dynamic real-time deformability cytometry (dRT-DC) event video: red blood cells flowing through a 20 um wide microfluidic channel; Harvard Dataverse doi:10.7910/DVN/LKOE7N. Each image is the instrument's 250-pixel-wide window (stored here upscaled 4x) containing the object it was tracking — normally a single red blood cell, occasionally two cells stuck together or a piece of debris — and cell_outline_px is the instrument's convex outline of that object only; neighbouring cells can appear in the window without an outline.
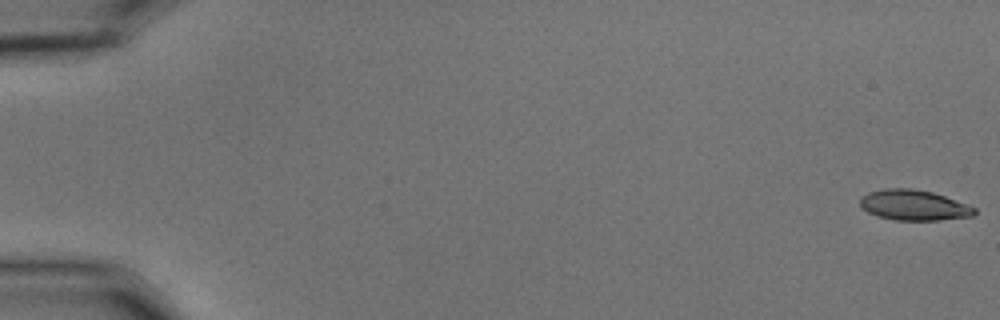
{"species": "common noctule bat (a hibernating species)", "species_latin": "Nyctalus noctula", "temperature_condition": "cold", "stored_images_in_passage": 56, "camera_frame_rate_fps": 3000, "um_per_image_px": 0.085, "animal": {"sex": "male", "body_mass_g": 15.6}, "frame": {"image": 1, "passage_image": 1, "time_ms": 0.0, "image_size_px": [1000, 320], "cell_outline_px": [[976, 212], [972, 216], [940, 220], [896, 220], [876, 216], [860, 208], [860, 196], [868, 192], [884, 188], [912, 188], [932, 192], [944, 196], [976, 208]], "centroid_in_image_um": [77.62, 17.43], "position_along_channel_um": 7.4, "area_um2": 20.35}}
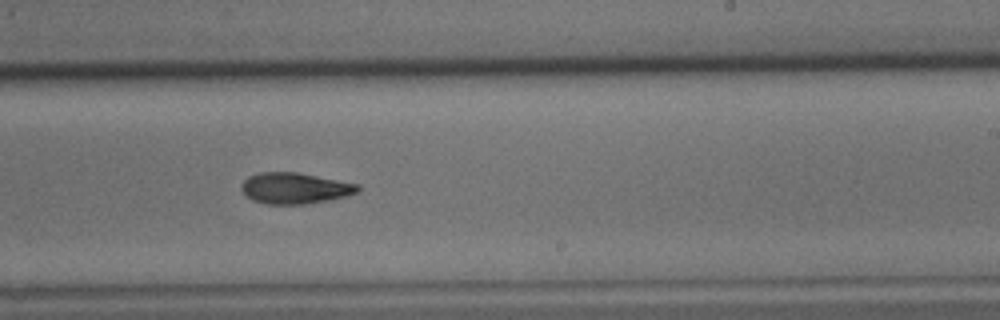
{"frame": {"image": 2, "passage_image": 35, "time_ms": 11.333, "image_size_px": [1000, 320], "cell_outline_px": [[360, 188], [356, 192], [344, 196], [328, 200], [304, 204], [264, 204], [252, 200], [240, 188], [244, 180], [248, 176], [260, 172], [296, 172], [360, 184]], "centroid_in_image_um": [25.04, 15.99], "position_along_channel_um": 264.0, "area_um2": 20.92}}
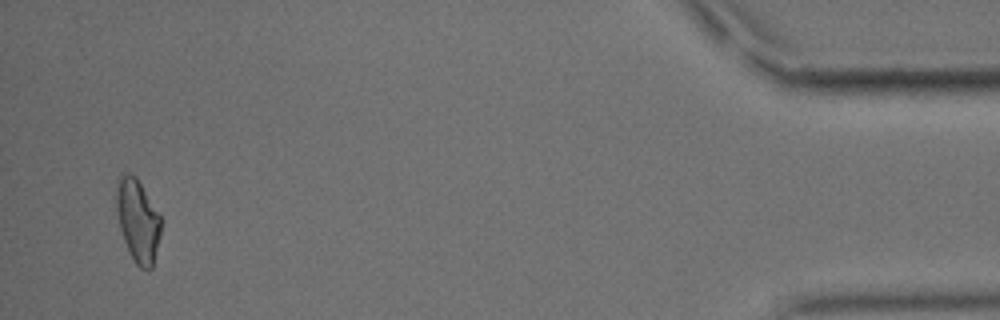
{"frame": {"image": 3, "passage_image": 54, "time_ms": 17.667, "image_size_px": [1000, 320], "cell_outline_px": [[160, 236], [152, 268], [148, 272], [140, 268], [132, 260], [124, 240], [120, 228], [116, 208], [116, 192], [120, 172], [128, 172], [136, 176], [160, 216]], "centroid_in_image_um": [11.7, 18.77], "position_along_channel_um": 423.5, "area_um2": 21.5}, "authors_computed_cell_mechanics": {"area_um2": 21.2415, "velocity_mm_per_s": 3.6729, "shape_relaxation_time_tau1_ms": 5.2745, "shape_relaxation_time_tau2_ms": null, "deformation_change_tau1": 0.1468, "deformation_change_tau2": null}}